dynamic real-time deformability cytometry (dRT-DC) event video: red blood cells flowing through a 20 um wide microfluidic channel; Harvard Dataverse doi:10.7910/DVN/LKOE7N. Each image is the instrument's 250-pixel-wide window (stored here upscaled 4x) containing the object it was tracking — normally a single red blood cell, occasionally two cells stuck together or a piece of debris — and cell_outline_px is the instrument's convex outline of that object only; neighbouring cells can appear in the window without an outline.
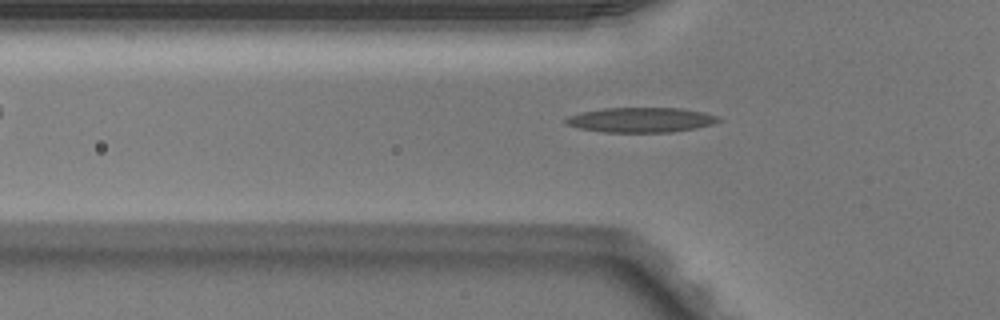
{"species": "Egyptian fruit bat (a non-hibernating species)", "species_latin": "Rousettus aegyptiacus", "temperature_condition": "warm", "stored_images_in_passage": 40, "camera_frame_rate_fps": 3000, "um_per_image_px": 0.085, "animal": {"sex": "male"}, "frame": {"image": 1, "passage_image": 12, "time_ms": 3.667, "image_size_px": [1000, 320], "cell_outline_px": [[720, 120], [712, 124], [696, 128], [672, 132], [604, 132], [576, 128], [564, 124], [564, 120], [568, 116], [584, 112], [604, 108], [680, 108], [704, 112], [716, 116]], "centroid_in_image_um": [54.44, 10.2], "position_along_channel_um": 71.4, "area_um2": 22.08}}
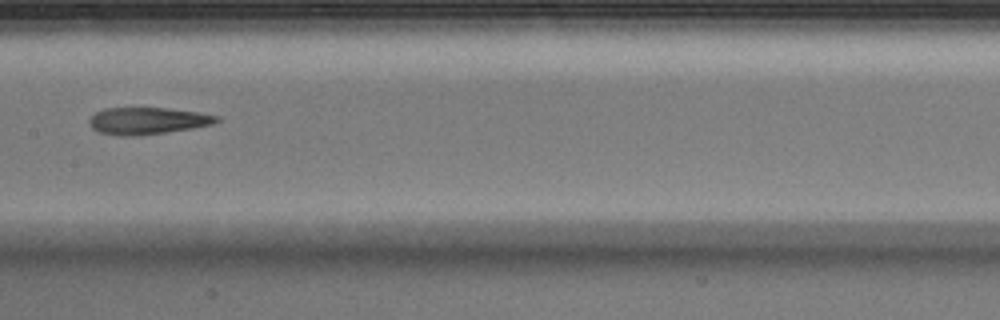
{"frame": {"image": 2, "passage_image": 21, "time_ms": 6.667, "image_size_px": [1000, 320], "cell_outline_px": [[220, 120], [212, 124], [192, 128], [136, 136], [120, 136], [100, 132], [92, 128], [88, 124], [88, 120], [96, 112], [104, 108], [164, 108], [200, 112], [220, 116]], "centroid_in_image_um": [12.53, 10.26], "position_along_channel_um": 194.9, "area_um2": 19.94}}
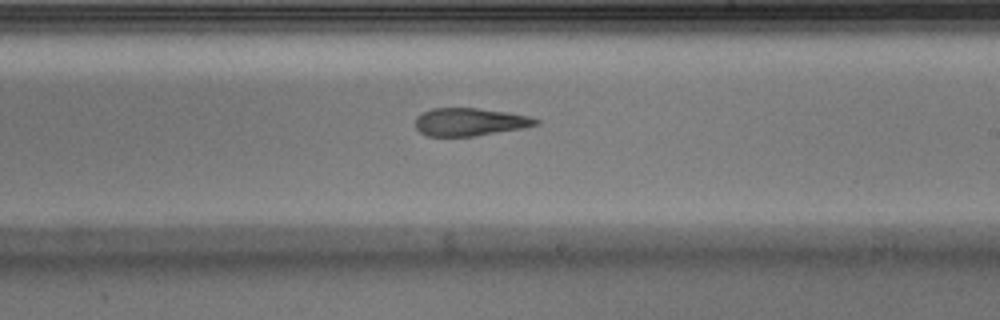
{"frame": {"image": 3, "passage_image": 25, "time_ms": 8.0, "image_size_px": [1000, 320], "cell_outline_px": [[540, 124], [524, 128], [476, 136], [428, 136], [420, 132], [416, 128], [416, 116], [432, 108], [476, 108], [504, 112], [528, 116], [540, 120]], "centroid_in_image_um": [39.94, 10.37], "position_along_channel_um": 249.1, "area_um2": 19.48}, "authors_computed_cell_mechanics": {"area_um2": 20.5768, "velocity_mm_per_s": 4.0824, "shape_relaxation_time_tau1_ms": null, "shape_relaxation_time_tau2_ms": 3.7413, "deformation_change_tau1": null, "deformation_change_tau2": 0.1518}}